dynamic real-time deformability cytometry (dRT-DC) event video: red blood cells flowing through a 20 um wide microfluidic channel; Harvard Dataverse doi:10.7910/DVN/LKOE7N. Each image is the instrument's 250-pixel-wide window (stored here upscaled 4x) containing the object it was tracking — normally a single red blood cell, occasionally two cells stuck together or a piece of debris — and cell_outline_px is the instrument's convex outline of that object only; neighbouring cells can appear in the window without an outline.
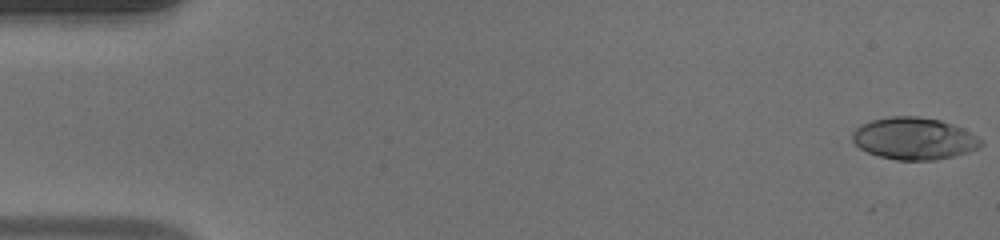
{"species": "human", "species_latin": "Homo sapiens", "temperature_condition": "warm", "stored_images_in_passage": 22, "camera_frame_rate_fps": 3000, "um_per_image_px": 0.085, "donor": {"sex": "male"}, "frame": {"image": 1, "passage_image": 1, "time_ms": 0.0, "image_size_px": [1000, 240], "cell_outline_px": [[984, 144], [968, 152], [936, 160], [896, 160], [880, 156], [868, 152], [860, 148], [852, 140], [852, 132], [860, 124], [872, 120], [892, 116], [916, 116], [940, 120], [964, 128], [976, 136]], "centroid_in_image_um": [77.68, 11.77], "position_along_channel_um": 7.3, "area_um2": 31.39}}
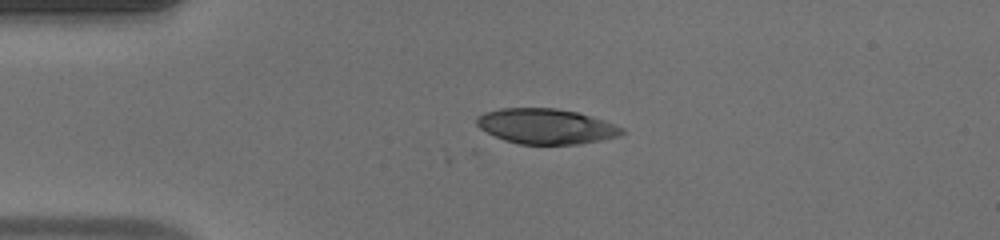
{"frame": {"image": 2, "passage_image": 12, "time_ms": 3.667, "image_size_px": [1000, 240], "cell_outline_px": [[624, 132], [620, 136], [580, 144], [520, 144], [504, 140], [480, 128], [476, 124], [476, 116], [484, 112], [500, 108], [556, 108], [576, 112], [604, 120], [624, 128]], "centroid_in_image_um": [46.41, 10.73], "position_along_channel_um": 38.6, "area_um2": 29.77}}
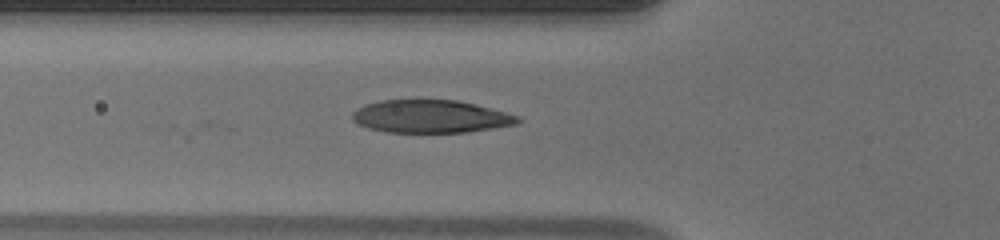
{"frame": {"image": 3, "passage_image": 18, "time_ms": 5.667, "image_size_px": [1000, 240], "cell_outline_px": [[520, 120], [516, 124], [468, 132], [384, 132], [368, 128], [356, 124], [352, 120], [352, 112], [356, 108], [364, 104], [380, 100], [456, 100], [476, 104], [520, 116]], "centroid_in_image_um": [36.55, 9.9], "position_along_channel_um": 89.2, "area_um2": 31.79}}